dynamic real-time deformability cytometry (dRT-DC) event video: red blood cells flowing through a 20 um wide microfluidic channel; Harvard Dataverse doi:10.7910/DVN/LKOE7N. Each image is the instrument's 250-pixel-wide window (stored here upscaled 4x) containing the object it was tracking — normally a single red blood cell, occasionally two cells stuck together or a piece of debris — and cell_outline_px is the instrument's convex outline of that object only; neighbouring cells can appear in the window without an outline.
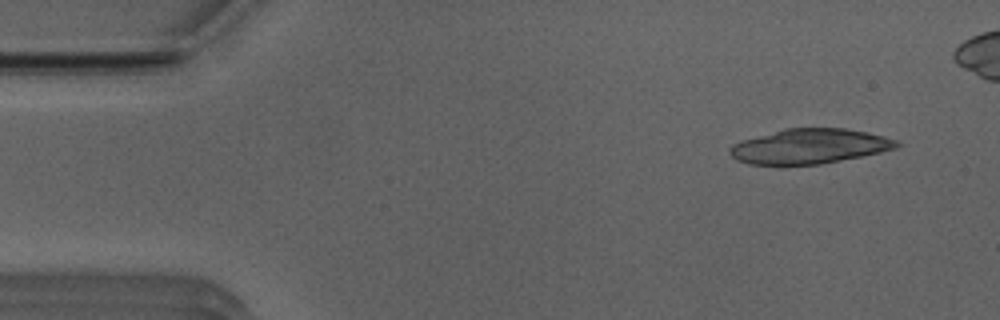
{"species": "Egyptian fruit bat (a non-hibernating species)", "species_latin": "Rousettus aegyptiacus", "temperature_condition": "room temperature", "stored_images_in_passage": 22, "camera_frame_rate_fps": 3000, "um_per_image_px": 0.085, "animal": {"sex": "male"}, "frame": {"image": 1, "passage_image": 4, "time_ms": 1.0, "image_size_px": [1000, 320], "cell_outline_px": [[900, 144], [896, 148], [880, 152], [820, 164], [748, 164], [736, 160], [728, 152], [728, 148], [732, 144], [740, 140], [784, 128], [844, 128], [884, 136], [896, 140]], "centroid_in_image_um": [68.74, 12.42], "position_along_channel_um": 16.3, "area_um2": 33.7}}